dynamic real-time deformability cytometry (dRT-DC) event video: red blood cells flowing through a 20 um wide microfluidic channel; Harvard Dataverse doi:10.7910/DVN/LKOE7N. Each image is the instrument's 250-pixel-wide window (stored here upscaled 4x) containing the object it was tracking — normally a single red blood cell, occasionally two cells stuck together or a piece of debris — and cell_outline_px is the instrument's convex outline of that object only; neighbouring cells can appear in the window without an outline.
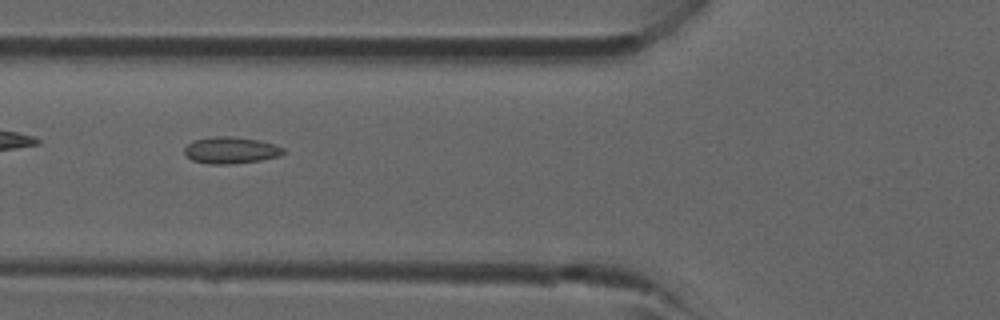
{"species": "common noctule bat (a hibernating species)", "species_latin": "Nyctalus noctula", "temperature_condition": "room temperature", "stored_images_in_passage": 4, "camera_frame_rate_fps": 3000, "um_per_image_px": 0.085, "animal": {"sex": "male", "forearm_length_mm": 52.5}, "frame": {"image": 1, "passage_image": 4, "time_ms": 3.333, "image_size_px": [1000, 320], "cell_outline_px": [[284, 152], [280, 156], [260, 160], [232, 164], [208, 164], [192, 160], [184, 152], [184, 148], [188, 144], [196, 140], [216, 136], [232, 136], [256, 140], [276, 144], [284, 148]], "centroid_in_image_um": [19.64, 12.77], "position_along_channel_um": 106.2, "area_um2": 15.26}}